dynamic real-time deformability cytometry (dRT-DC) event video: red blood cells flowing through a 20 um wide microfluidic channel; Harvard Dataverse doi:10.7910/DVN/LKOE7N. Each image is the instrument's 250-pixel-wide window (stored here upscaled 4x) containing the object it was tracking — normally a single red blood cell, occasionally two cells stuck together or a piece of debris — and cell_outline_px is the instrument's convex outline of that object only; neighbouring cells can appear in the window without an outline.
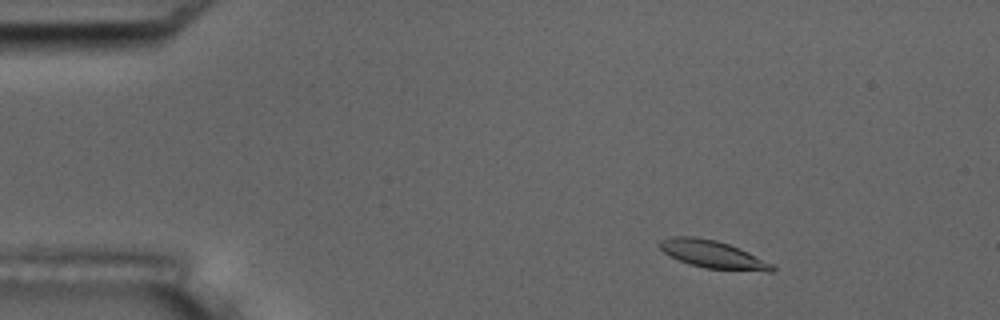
{"species": "common noctule bat (a hibernating species)", "species_latin": "Nyctalus noctula", "temperature_condition": "room temperature", "stored_images_in_passage": 9, "camera_frame_rate_fps": 3000, "um_per_image_px": 0.085, "animal": {"sex": "male", "body_mass_g": 17.5, "forearm_length_mm": 52.3}, "frame": {"image": 1, "passage_image": 2, "time_ms": 1.0, "image_size_px": [1000, 320], "cell_outline_px": [[776, 268], [772, 272], [768, 272], [708, 268], [688, 264], [664, 252], [660, 248], [660, 240], [668, 236], [692, 236], [716, 240], [728, 244], [748, 252], [772, 264]], "centroid_in_image_um": [60.58, 21.62], "position_along_channel_um": 24.4, "area_um2": 17.92}}
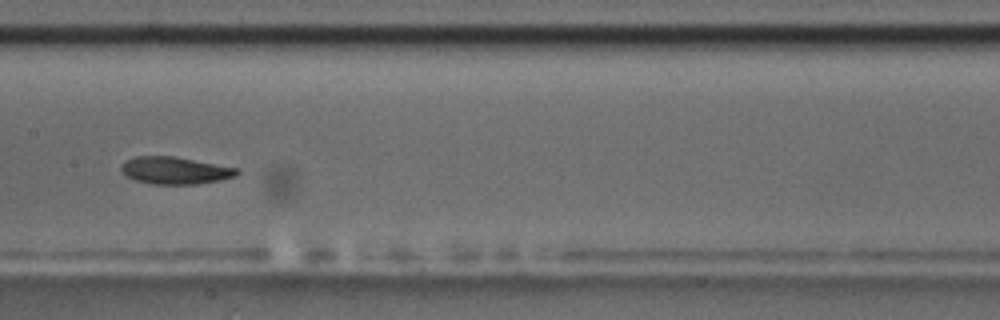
{"frame": {"image": 2, "passage_image": 7, "time_ms": 7.667, "image_size_px": [1000, 320], "cell_outline_px": [[240, 172], [236, 176], [220, 180], [196, 184], [152, 184], [136, 180], [120, 172], [120, 164], [124, 160], [136, 156], [172, 156], [240, 168]], "centroid_in_image_um": [14.87, 14.48], "position_along_channel_um": 192.5, "area_um2": 18.5}}
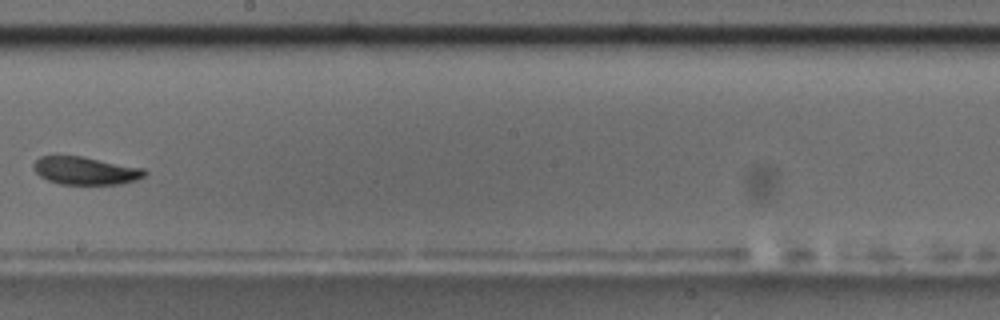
{"frame": {"image": 3, "passage_image": 8, "time_ms": 9.0, "image_size_px": [1000, 320], "cell_outline_px": [[148, 172], [144, 176], [136, 180], [120, 184], [60, 184], [48, 180], [40, 176], [32, 168], [32, 164], [40, 156], [84, 156], [144, 168]], "centroid_in_image_um": [7.27, 14.5], "position_along_channel_um": 240.9, "area_um2": 18.15}}